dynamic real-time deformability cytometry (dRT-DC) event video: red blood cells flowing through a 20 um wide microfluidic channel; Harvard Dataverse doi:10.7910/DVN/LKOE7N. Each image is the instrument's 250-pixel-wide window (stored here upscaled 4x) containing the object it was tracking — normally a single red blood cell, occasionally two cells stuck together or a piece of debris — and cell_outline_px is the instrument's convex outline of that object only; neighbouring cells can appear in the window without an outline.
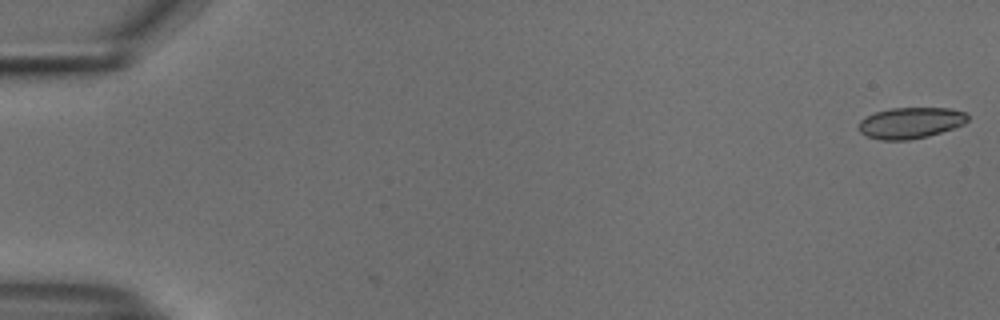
{"species": "common noctule bat (a hibernating species)", "species_latin": "Nyctalus noctula", "temperature_condition": "cold", "stored_images_in_passage": 3, "camera_frame_rate_fps": 3000, "um_per_image_px": 0.085, "animal": {"sex": "male", "body_mass_g": 18.8}, "frame": {"image": 1, "passage_image": 1, "time_ms": 0.0, "image_size_px": [1000, 320], "cell_outline_px": [[968, 120], [964, 124], [928, 136], [908, 140], [880, 140], [868, 136], [860, 132], [860, 120], [876, 112], [892, 108], [948, 108], [964, 112], [968, 116]], "centroid_in_image_um": [77.41, 10.44], "position_along_channel_um": 7.6, "area_um2": 19.48}}